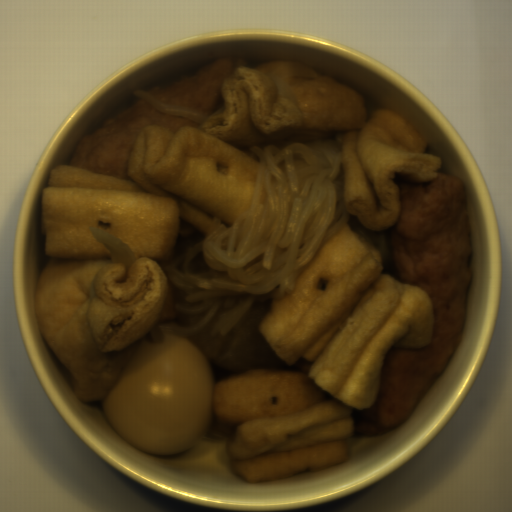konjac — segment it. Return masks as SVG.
Here are the masks:
<instances>
[{
  "instance_id": "konjac-1",
  "label": "konjac",
  "mask_w": 512,
  "mask_h": 512,
  "mask_svg": "<svg viewBox=\"0 0 512 512\" xmlns=\"http://www.w3.org/2000/svg\"><path fill=\"white\" fill-rule=\"evenodd\" d=\"M258 161L250 208L228 227L212 219L206 237L177 259L160 263L170 283L185 293L173 309L205 311L198 324L159 323L186 334L225 310L211 333L227 336L252 304L253 294L278 286L295 292L299 272L352 213L343 198L342 136L286 142L280 149L250 147Z\"/></svg>"
},
{
  "instance_id": "konjac-2",
  "label": "konjac",
  "mask_w": 512,
  "mask_h": 512,
  "mask_svg": "<svg viewBox=\"0 0 512 512\" xmlns=\"http://www.w3.org/2000/svg\"><path fill=\"white\" fill-rule=\"evenodd\" d=\"M132 95L145 100L152 108L160 113L186 118L199 124L208 118V116L191 109L181 106L167 105L146 91L136 90L133 91Z\"/></svg>"
}]
</instances>
